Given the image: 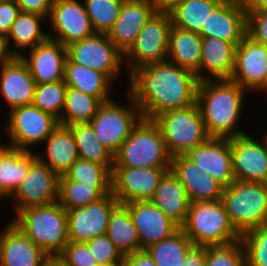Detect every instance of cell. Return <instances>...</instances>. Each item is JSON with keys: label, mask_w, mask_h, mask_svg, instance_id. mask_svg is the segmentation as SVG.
I'll use <instances>...</instances> for the list:
<instances>
[{"label": "cell", "mask_w": 267, "mask_h": 266, "mask_svg": "<svg viewBox=\"0 0 267 266\" xmlns=\"http://www.w3.org/2000/svg\"><path fill=\"white\" fill-rule=\"evenodd\" d=\"M20 8L14 0H4L0 3V33L8 35L12 25L20 13Z\"/></svg>", "instance_id": "7dc6e473"}, {"label": "cell", "mask_w": 267, "mask_h": 266, "mask_svg": "<svg viewBox=\"0 0 267 266\" xmlns=\"http://www.w3.org/2000/svg\"><path fill=\"white\" fill-rule=\"evenodd\" d=\"M154 13L150 0H124L117 20L107 33L108 38L125 54Z\"/></svg>", "instance_id": "603a6c76"}, {"label": "cell", "mask_w": 267, "mask_h": 266, "mask_svg": "<svg viewBox=\"0 0 267 266\" xmlns=\"http://www.w3.org/2000/svg\"><path fill=\"white\" fill-rule=\"evenodd\" d=\"M132 109L118 105L112 100L103 103L90 124L101 144L113 155L129 137L143 118L134 98L130 95Z\"/></svg>", "instance_id": "ba28073f"}, {"label": "cell", "mask_w": 267, "mask_h": 266, "mask_svg": "<svg viewBox=\"0 0 267 266\" xmlns=\"http://www.w3.org/2000/svg\"><path fill=\"white\" fill-rule=\"evenodd\" d=\"M42 266H64L58 257H50Z\"/></svg>", "instance_id": "11a10c76"}, {"label": "cell", "mask_w": 267, "mask_h": 266, "mask_svg": "<svg viewBox=\"0 0 267 266\" xmlns=\"http://www.w3.org/2000/svg\"><path fill=\"white\" fill-rule=\"evenodd\" d=\"M223 0H183L171 13L172 25L199 33Z\"/></svg>", "instance_id": "836d02e7"}, {"label": "cell", "mask_w": 267, "mask_h": 266, "mask_svg": "<svg viewBox=\"0 0 267 266\" xmlns=\"http://www.w3.org/2000/svg\"><path fill=\"white\" fill-rule=\"evenodd\" d=\"M139 235L140 251L171 237L180 227L150 201L125 204Z\"/></svg>", "instance_id": "ffe728a7"}, {"label": "cell", "mask_w": 267, "mask_h": 266, "mask_svg": "<svg viewBox=\"0 0 267 266\" xmlns=\"http://www.w3.org/2000/svg\"><path fill=\"white\" fill-rule=\"evenodd\" d=\"M194 244L180 228L171 237L150 245L145 250L157 266H180Z\"/></svg>", "instance_id": "8d00e7d4"}, {"label": "cell", "mask_w": 267, "mask_h": 266, "mask_svg": "<svg viewBox=\"0 0 267 266\" xmlns=\"http://www.w3.org/2000/svg\"><path fill=\"white\" fill-rule=\"evenodd\" d=\"M112 172L103 164L78 159L64 176L86 185H111Z\"/></svg>", "instance_id": "60d3db41"}, {"label": "cell", "mask_w": 267, "mask_h": 266, "mask_svg": "<svg viewBox=\"0 0 267 266\" xmlns=\"http://www.w3.org/2000/svg\"><path fill=\"white\" fill-rule=\"evenodd\" d=\"M206 246L193 245L186 253L180 266H205Z\"/></svg>", "instance_id": "681fc988"}, {"label": "cell", "mask_w": 267, "mask_h": 266, "mask_svg": "<svg viewBox=\"0 0 267 266\" xmlns=\"http://www.w3.org/2000/svg\"><path fill=\"white\" fill-rule=\"evenodd\" d=\"M202 36L174 25L169 33L168 55L175 65L197 75L199 81L208 79L200 73Z\"/></svg>", "instance_id": "4316f807"}, {"label": "cell", "mask_w": 267, "mask_h": 266, "mask_svg": "<svg viewBox=\"0 0 267 266\" xmlns=\"http://www.w3.org/2000/svg\"><path fill=\"white\" fill-rule=\"evenodd\" d=\"M97 264L122 266L124 256L106 234L86 242Z\"/></svg>", "instance_id": "ee69618b"}, {"label": "cell", "mask_w": 267, "mask_h": 266, "mask_svg": "<svg viewBox=\"0 0 267 266\" xmlns=\"http://www.w3.org/2000/svg\"><path fill=\"white\" fill-rule=\"evenodd\" d=\"M202 37H215L237 46L247 35V12L242 0H223L209 15Z\"/></svg>", "instance_id": "ac0fdd59"}, {"label": "cell", "mask_w": 267, "mask_h": 266, "mask_svg": "<svg viewBox=\"0 0 267 266\" xmlns=\"http://www.w3.org/2000/svg\"><path fill=\"white\" fill-rule=\"evenodd\" d=\"M119 204L110 192L85 207L66 210L71 242H87L106 234L109 217Z\"/></svg>", "instance_id": "4fadbf2b"}, {"label": "cell", "mask_w": 267, "mask_h": 266, "mask_svg": "<svg viewBox=\"0 0 267 266\" xmlns=\"http://www.w3.org/2000/svg\"><path fill=\"white\" fill-rule=\"evenodd\" d=\"M103 103L82 91L68 87L59 123L64 126L90 123ZM65 113V115H64Z\"/></svg>", "instance_id": "e575fe53"}, {"label": "cell", "mask_w": 267, "mask_h": 266, "mask_svg": "<svg viewBox=\"0 0 267 266\" xmlns=\"http://www.w3.org/2000/svg\"><path fill=\"white\" fill-rule=\"evenodd\" d=\"M48 36L46 41L32 48L30 58L20 55L36 84L64 80L67 47Z\"/></svg>", "instance_id": "44dd1931"}, {"label": "cell", "mask_w": 267, "mask_h": 266, "mask_svg": "<svg viewBox=\"0 0 267 266\" xmlns=\"http://www.w3.org/2000/svg\"><path fill=\"white\" fill-rule=\"evenodd\" d=\"M124 0H85V9L95 33L107 34L117 20Z\"/></svg>", "instance_id": "f35d334b"}, {"label": "cell", "mask_w": 267, "mask_h": 266, "mask_svg": "<svg viewBox=\"0 0 267 266\" xmlns=\"http://www.w3.org/2000/svg\"><path fill=\"white\" fill-rule=\"evenodd\" d=\"M213 83L209 79L199 81L197 105L202 114L207 133L210 137L234 138L244 135L236 126L243 105V92L239 84L229 79Z\"/></svg>", "instance_id": "7a4b0ae2"}, {"label": "cell", "mask_w": 267, "mask_h": 266, "mask_svg": "<svg viewBox=\"0 0 267 266\" xmlns=\"http://www.w3.org/2000/svg\"><path fill=\"white\" fill-rule=\"evenodd\" d=\"M96 266H116V265H101V264H97Z\"/></svg>", "instance_id": "9f6ffc18"}, {"label": "cell", "mask_w": 267, "mask_h": 266, "mask_svg": "<svg viewBox=\"0 0 267 266\" xmlns=\"http://www.w3.org/2000/svg\"><path fill=\"white\" fill-rule=\"evenodd\" d=\"M221 200L240 235L267 223L266 183L234 180L223 189Z\"/></svg>", "instance_id": "5b68a950"}, {"label": "cell", "mask_w": 267, "mask_h": 266, "mask_svg": "<svg viewBox=\"0 0 267 266\" xmlns=\"http://www.w3.org/2000/svg\"><path fill=\"white\" fill-rule=\"evenodd\" d=\"M194 245H227L241 239L232 226L222 200L190 203L185 224L181 227Z\"/></svg>", "instance_id": "277c9868"}, {"label": "cell", "mask_w": 267, "mask_h": 266, "mask_svg": "<svg viewBox=\"0 0 267 266\" xmlns=\"http://www.w3.org/2000/svg\"><path fill=\"white\" fill-rule=\"evenodd\" d=\"M112 81L105 73L72 62L68 57L65 63L64 82L83 93L98 98L102 103L110 101L108 85Z\"/></svg>", "instance_id": "4dcf8cb0"}, {"label": "cell", "mask_w": 267, "mask_h": 266, "mask_svg": "<svg viewBox=\"0 0 267 266\" xmlns=\"http://www.w3.org/2000/svg\"><path fill=\"white\" fill-rule=\"evenodd\" d=\"M111 192V185H86L59 177L58 202L66 210L85 207Z\"/></svg>", "instance_id": "d6a6232c"}, {"label": "cell", "mask_w": 267, "mask_h": 266, "mask_svg": "<svg viewBox=\"0 0 267 266\" xmlns=\"http://www.w3.org/2000/svg\"><path fill=\"white\" fill-rule=\"evenodd\" d=\"M170 171L182 182L189 200L193 202H213L222 199L224 187L209 174L184 155L171 158Z\"/></svg>", "instance_id": "7402d4cb"}, {"label": "cell", "mask_w": 267, "mask_h": 266, "mask_svg": "<svg viewBox=\"0 0 267 266\" xmlns=\"http://www.w3.org/2000/svg\"><path fill=\"white\" fill-rule=\"evenodd\" d=\"M247 266H267V223L241 235Z\"/></svg>", "instance_id": "7bdbcfd3"}, {"label": "cell", "mask_w": 267, "mask_h": 266, "mask_svg": "<svg viewBox=\"0 0 267 266\" xmlns=\"http://www.w3.org/2000/svg\"><path fill=\"white\" fill-rule=\"evenodd\" d=\"M12 223L50 257H58L69 242L66 209L58 201L20 210Z\"/></svg>", "instance_id": "3957f363"}, {"label": "cell", "mask_w": 267, "mask_h": 266, "mask_svg": "<svg viewBox=\"0 0 267 266\" xmlns=\"http://www.w3.org/2000/svg\"><path fill=\"white\" fill-rule=\"evenodd\" d=\"M170 163L158 125L142 118L114 155L113 167H170Z\"/></svg>", "instance_id": "8992f818"}, {"label": "cell", "mask_w": 267, "mask_h": 266, "mask_svg": "<svg viewBox=\"0 0 267 266\" xmlns=\"http://www.w3.org/2000/svg\"><path fill=\"white\" fill-rule=\"evenodd\" d=\"M66 47L67 57L72 62L101 71L111 80L115 78L124 61V54L105 33H95Z\"/></svg>", "instance_id": "8fae6325"}, {"label": "cell", "mask_w": 267, "mask_h": 266, "mask_svg": "<svg viewBox=\"0 0 267 266\" xmlns=\"http://www.w3.org/2000/svg\"><path fill=\"white\" fill-rule=\"evenodd\" d=\"M184 156L224 188L235 180L232 170L231 138L210 137L203 144L188 150Z\"/></svg>", "instance_id": "9a60e30c"}, {"label": "cell", "mask_w": 267, "mask_h": 266, "mask_svg": "<svg viewBox=\"0 0 267 266\" xmlns=\"http://www.w3.org/2000/svg\"><path fill=\"white\" fill-rule=\"evenodd\" d=\"M58 258L63 262L64 266L97 265L94 256L85 242L69 241Z\"/></svg>", "instance_id": "f6af8a7d"}, {"label": "cell", "mask_w": 267, "mask_h": 266, "mask_svg": "<svg viewBox=\"0 0 267 266\" xmlns=\"http://www.w3.org/2000/svg\"><path fill=\"white\" fill-rule=\"evenodd\" d=\"M36 160L37 155L30 151L5 147L0 153V197L15 193Z\"/></svg>", "instance_id": "f1b7e54d"}, {"label": "cell", "mask_w": 267, "mask_h": 266, "mask_svg": "<svg viewBox=\"0 0 267 266\" xmlns=\"http://www.w3.org/2000/svg\"><path fill=\"white\" fill-rule=\"evenodd\" d=\"M236 46L215 37H202L200 70L206 69L213 78L230 79L235 60Z\"/></svg>", "instance_id": "f546056e"}, {"label": "cell", "mask_w": 267, "mask_h": 266, "mask_svg": "<svg viewBox=\"0 0 267 266\" xmlns=\"http://www.w3.org/2000/svg\"><path fill=\"white\" fill-rule=\"evenodd\" d=\"M5 148L0 146V153L4 150Z\"/></svg>", "instance_id": "6f0895ef"}, {"label": "cell", "mask_w": 267, "mask_h": 266, "mask_svg": "<svg viewBox=\"0 0 267 266\" xmlns=\"http://www.w3.org/2000/svg\"><path fill=\"white\" fill-rule=\"evenodd\" d=\"M180 228L185 224L190 200L184 185L168 170L149 200Z\"/></svg>", "instance_id": "484cf974"}, {"label": "cell", "mask_w": 267, "mask_h": 266, "mask_svg": "<svg viewBox=\"0 0 267 266\" xmlns=\"http://www.w3.org/2000/svg\"><path fill=\"white\" fill-rule=\"evenodd\" d=\"M244 89L267 91V46L246 35L235 48L230 79Z\"/></svg>", "instance_id": "5bb4252c"}, {"label": "cell", "mask_w": 267, "mask_h": 266, "mask_svg": "<svg viewBox=\"0 0 267 266\" xmlns=\"http://www.w3.org/2000/svg\"><path fill=\"white\" fill-rule=\"evenodd\" d=\"M74 133L79 158L105 165L111 172L114 155L98 140L90 123L69 126Z\"/></svg>", "instance_id": "d590c367"}, {"label": "cell", "mask_w": 267, "mask_h": 266, "mask_svg": "<svg viewBox=\"0 0 267 266\" xmlns=\"http://www.w3.org/2000/svg\"><path fill=\"white\" fill-rule=\"evenodd\" d=\"M262 145L247 134L231 138L235 180L267 184V136Z\"/></svg>", "instance_id": "e0dca14e"}, {"label": "cell", "mask_w": 267, "mask_h": 266, "mask_svg": "<svg viewBox=\"0 0 267 266\" xmlns=\"http://www.w3.org/2000/svg\"><path fill=\"white\" fill-rule=\"evenodd\" d=\"M59 176L38 159L30 166L28 175L13 194L19 202L17 213L30 207L49 205L58 201Z\"/></svg>", "instance_id": "2e32d148"}, {"label": "cell", "mask_w": 267, "mask_h": 266, "mask_svg": "<svg viewBox=\"0 0 267 266\" xmlns=\"http://www.w3.org/2000/svg\"><path fill=\"white\" fill-rule=\"evenodd\" d=\"M45 16L20 11L16 17L10 33L7 35L8 42L10 39L14 40L16 47L33 48L38 44L46 41L49 38V34L43 33L40 30V21Z\"/></svg>", "instance_id": "74e56055"}, {"label": "cell", "mask_w": 267, "mask_h": 266, "mask_svg": "<svg viewBox=\"0 0 267 266\" xmlns=\"http://www.w3.org/2000/svg\"><path fill=\"white\" fill-rule=\"evenodd\" d=\"M122 266H157L146 250L124 256Z\"/></svg>", "instance_id": "f907efd6"}, {"label": "cell", "mask_w": 267, "mask_h": 266, "mask_svg": "<svg viewBox=\"0 0 267 266\" xmlns=\"http://www.w3.org/2000/svg\"><path fill=\"white\" fill-rule=\"evenodd\" d=\"M245 10H267V0H242Z\"/></svg>", "instance_id": "db71d44e"}, {"label": "cell", "mask_w": 267, "mask_h": 266, "mask_svg": "<svg viewBox=\"0 0 267 266\" xmlns=\"http://www.w3.org/2000/svg\"><path fill=\"white\" fill-rule=\"evenodd\" d=\"M183 0H150L155 13H171Z\"/></svg>", "instance_id": "f5cc1de1"}, {"label": "cell", "mask_w": 267, "mask_h": 266, "mask_svg": "<svg viewBox=\"0 0 267 266\" xmlns=\"http://www.w3.org/2000/svg\"><path fill=\"white\" fill-rule=\"evenodd\" d=\"M205 266H247L242 240L227 245L206 246Z\"/></svg>", "instance_id": "b9f144b4"}, {"label": "cell", "mask_w": 267, "mask_h": 266, "mask_svg": "<svg viewBox=\"0 0 267 266\" xmlns=\"http://www.w3.org/2000/svg\"><path fill=\"white\" fill-rule=\"evenodd\" d=\"M170 167H113L111 192L119 204L149 201Z\"/></svg>", "instance_id": "30bf717a"}, {"label": "cell", "mask_w": 267, "mask_h": 266, "mask_svg": "<svg viewBox=\"0 0 267 266\" xmlns=\"http://www.w3.org/2000/svg\"><path fill=\"white\" fill-rule=\"evenodd\" d=\"M247 35L267 46V10H246Z\"/></svg>", "instance_id": "bcb514c9"}, {"label": "cell", "mask_w": 267, "mask_h": 266, "mask_svg": "<svg viewBox=\"0 0 267 266\" xmlns=\"http://www.w3.org/2000/svg\"><path fill=\"white\" fill-rule=\"evenodd\" d=\"M9 42L6 35L0 33V64L4 66L13 60L16 56H20L19 52L9 51ZM8 48V49H7Z\"/></svg>", "instance_id": "816d5d0a"}, {"label": "cell", "mask_w": 267, "mask_h": 266, "mask_svg": "<svg viewBox=\"0 0 267 266\" xmlns=\"http://www.w3.org/2000/svg\"><path fill=\"white\" fill-rule=\"evenodd\" d=\"M171 26L169 13H154L150 17L140 30L134 44L124 54L131 60H128L130 74L143 65L168 60L166 56L168 55Z\"/></svg>", "instance_id": "9c48e42d"}, {"label": "cell", "mask_w": 267, "mask_h": 266, "mask_svg": "<svg viewBox=\"0 0 267 266\" xmlns=\"http://www.w3.org/2000/svg\"><path fill=\"white\" fill-rule=\"evenodd\" d=\"M106 236L123 256L140 251L138 231L125 204H118L111 212Z\"/></svg>", "instance_id": "1f68e13d"}, {"label": "cell", "mask_w": 267, "mask_h": 266, "mask_svg": "<svg viewBox=\"0 0 267 266\" xmlns=\"http://www.w3.org/2000/svg\"><path fill=\"white\" fill-rule=\"evenodd\" d=\"M0 91L10 109L33 103L36 83L20 56L1 67Z\"/></svg>", "instance_id": "d4e9b609"}, {"label": "cell", "mask_w": 267, "mask_h": 266, "mask_svg": "<svg viewBox=\"0 0 267 266\" xmlns=\"http://www.w3.org/2000/svg\"><path fill=\"white\" fill-rule=\"evenodd\" d=\"M45 141L48 160L45 161L41 156H37V159L60 177L79 159L74 133L69 126L60 124Z\"/></svg>", "instance_id": "83f0119b"}, {"label": "cell", "mask_w": 267, "mask_h": 266, "mask_svg": "<svg viewBox=\"0 0 267 266\" xmlns=\"http://www.w3.org/2000/svg\"><path fill=\"white\" fill-rule=\"evenodd\" d=\"M130 94L142 117L157 115L196 103L199 80L193 72L169 60L138 67L131 74Z\"/></svg>", "instance_id": "6da1fadb"}, {"label": "cell", "mask_w": 267, "mask_h": 266, "mask_svg": "<svg viewBox=\"0 0 267 266\" xmlns=\"http://www.w3.org/2000/svg\"><path fill=\"white\" fill-rule=\"evenodd\" d=\"M68 86L62 81L37 84L34 93L33 105L57 119L61 118V111L65 103Z\"/></svg>", "instance_id": "ab89813d"}, {"label": "cell", "mask_w": 267, "mask_h": 266, "mask_svg": "<svg viewBox=\"0 0 267 266\" xmlns=\"http://www.w3.org/2000/svg\"><path fill=\"white\" fill-rule=\"evenodd\" d=\"M11 147L29 151L28 146L44 141L60 125L59 119L33 104L10 110Z\"/></svg>", "instance_id": "7c38bea8"}, {"label": "cell", "mask_w": 267, "mask_h": 266, "mask_svg": "<svg viewBox=\"0 0 267 266\" xmlns=\"http://www.w3.org/2000/svg\"><path fill=\"white\" fill-rule=\"evenodd\" d=\"M153 121L161 131L171 158L184 155L210 138L197 102L189 107L163 112Z\"/></svg>", "instance_id": "52a82bcc"}, {"label": "cell", "mask_w": 267, "mask_h": 266, "mask_svg": "<svg viewBox=\"0 0 267 266\" xmlns=\"http://www.w3.org/2000/svg\"><path fill=\"white\" fill-rule=\"evenodd\" d=\"M23 12L35 13L42 16L50 14L54 0H14Z\"/></svg>", "instance_id": "c3c4849f"}, {"label": "cell", "mask_w": 267, "mask_h": 266, "mask_svg": "<svg viewBox=\"0 0 267 266\" xmlns=\"http://www.w3.org/2000/svg\"><path fill=\"white\" fill-rule=\"evenodd\" d=\"M57 37L64 46L95 34L85 6L77 0H54L49 14Z\"/></svg>", "instance_id": "d6986e66"}, {"label": "cell", "mask_w": 267, "mask_h": 266, "mask_svg": "<svg viewBox=\"0 0 267 266\" xmlns=\"http://www.w3.org/2000/svg\"><path fill=\"white\" fill-rule=\"evenodd\" d=\"M50 256L12 222L0 235V266H42Z\"/></svg>", "instance_id": "cb8c5ba5"}]
</instances>
